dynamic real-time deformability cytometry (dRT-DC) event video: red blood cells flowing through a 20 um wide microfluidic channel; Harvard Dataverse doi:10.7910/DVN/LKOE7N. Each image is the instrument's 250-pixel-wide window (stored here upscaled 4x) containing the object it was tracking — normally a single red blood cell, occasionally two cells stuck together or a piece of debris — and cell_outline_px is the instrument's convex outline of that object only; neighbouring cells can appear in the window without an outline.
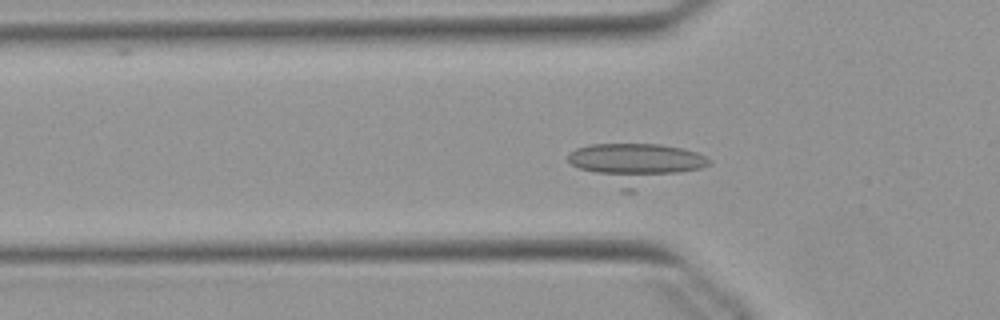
{"species": "Egyptian fruit bat (a non-hibernating species)", "species_latin": "Rousettus aegyptiacus", "temperature_condition": "warm", "stored_images_in_passage": 30, "camera_frame_rate_fps": 3000, "um_per_image_px": 0.085, "animal": {"sex": "female"}, "frame": {"image": 1, "passage_image": 17, "time_ms": 5.333, "image_size_px": [1000, 320], "cell_outline_px": [[712, 164], [636, 192], [620, 192], [572, 164], [568, 160], [568, 152], [576, 148], [588, 144], [660, 144], [684, 148], [696, 152], [712, 160]], "centroid_in_image_um": [54.05, 13.93], "position_along_channel_um": 71.8, "area_um2": 33.76}}
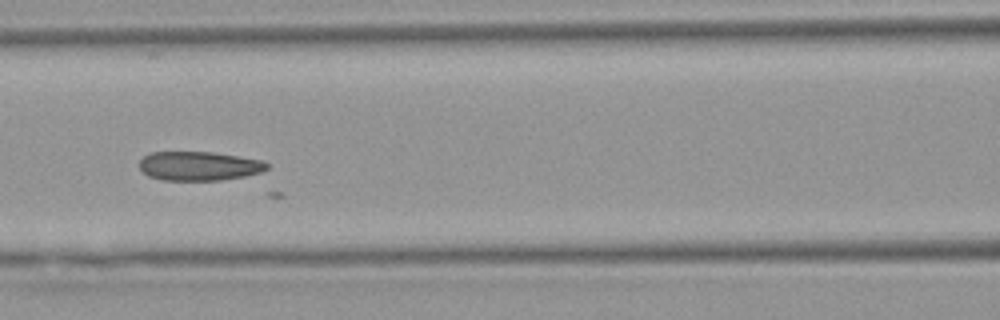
{"frame": {"image": 2, "passage_image": 23, "time_ms": 7.333, "image_size_px": [1000, 320], "cell_outline_px": [[268, 168], [260, 172], [244, 176], [220, 180], [164, 180], [148, 176], [140, 168], [140, 160], [144, 156], [152, 152], [212, 152], [264, 160], [268, 164]], "centroid_in_image_um": [16.93, 14.1], "position_along_channel_um": 149.7, "area_um2": 21.5}}
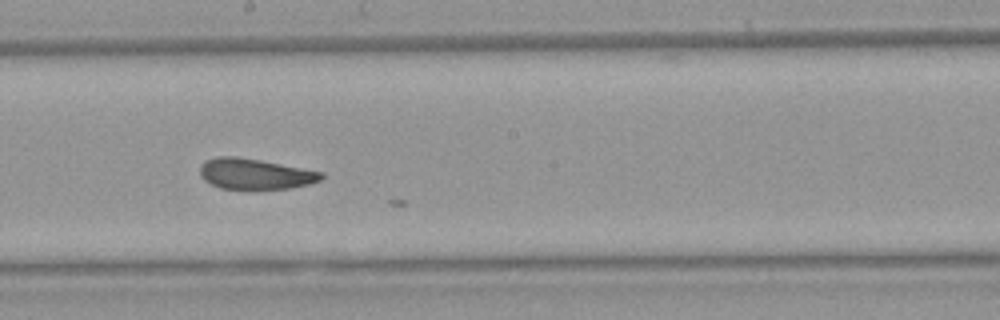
{"frame": {"image": 3, "passage_image": 29, "time_ms": 9.333, "image_size_px": [1000, 320], "cell_outline_px": [[324, 176], [320, 180], [308, 184], [292, 188], [220, 188], [204, 180], [200, 176], [200, 164], [204, 160], [216, 156], [236, 156], [260, 160], [324, 172]], "centroid_in_image_um": [21.65, 14.76], "position_along_channel_um": 226.6, "area_um2": 21.56}}